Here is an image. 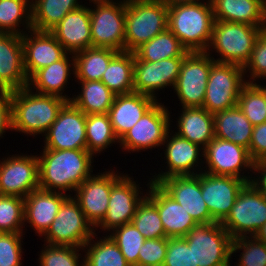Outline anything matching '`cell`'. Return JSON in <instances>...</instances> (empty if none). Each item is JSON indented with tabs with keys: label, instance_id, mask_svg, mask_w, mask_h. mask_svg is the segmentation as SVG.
<instances>
[{
	"label": "cell",
	"instance_id": "49",
	"mask_svg": "<svg viewBox=\"0 0 266 266\" xmlns=\"http://www.w3.org/2000/svg\"><path fill=\"white\" fill-rule=\"evenodd\" d=\"M168 238L146 239L138 255V266H163Z\"/></svg>",
	"mask_w": 266,
	"mask_h": 266
},
{
	"label": "cell",
	"instance_id": "8",
	"mask_svg": "<svg viewBox=\"0 0 266 266\" xmlns=\"http://www.w3.org/2000/svg\"><path fill=\"white\" fill-rule=\"evenodd\" d=\"M266 223V198L252 185L246 183L239 191L233 207L221 222L232 239L252 237Z\"/></svg>",
	"mask_w": 266,
	"mask_h": 266
},
{
	"label": "cell",
	"instance_id": "3",
	"mask_svg": "<svg viewBox=\"0 0 266 266\" xmlns=\"http://www.w3.org/2000/svg\"><path fill=\"white\" fill-rule=\"evenodd\" d=\"M215 18L211 2H196L168 8V29L188 52H206Z\"/></svg>",
	"mask_w": 266,
	"mask_h": 266
},
{
	"label": "cell",
	"instance_id": "7",
	"mask_svg": "<svg viewBox=\"0 0 266 266\" xmlns=\"http://www.w3.org/2000/svg\"><path fill=\"white\" fill-rule=\"evenodd\" d=\"M184 238L193 249L194 266H231L233 239L220 222L197 223Z\"/></svg>",
	"mask_w": 266,
	"mask_h": 266
},
{
	"label": "cell",
	"instance_id": "10",
	"mask_svg": "<svg viewBox=\"0 0 266 266\" xmlns=\"http://www.w3.org/2000/svg\"><path fill=\"white\" fill-rule=\"evenodd\" d=\"M212 52H188L183 59L173 90L182 108L202 107L211 66Z\"/></svg>",
	"mask_w": 266,
	"mask_h": 266
},
{
	"label": "cell",
	"instance_id": "44",
	"mask_svg": "<svg viewBox=\"0 0 266 266\" xmlns=\"http://www.w3.org/2000/svg\"><path fill=\"white\" fill-rule=\"evenodd\" d=\"M81 250L82 247L45 243L37 260L39 266H84V255L79 253Z\"/></svg>",
	"mask_w": 266,
	"mask_h": 266
},
{
	"label": "cell",
	"instance_id": "31",
	"mask_svg": "<svg viewBox=\"0 0 266 266\" xmlns=\"http://www.w3.org/2000/svg\"><path fill=\"white\" fill-rule=\"evenodd\" d=\"M214 116L215 137L240 145L249 150L253 125L236 105L217 111Z\"/></svg>",
	"mask_w": 266,
	"mask_h": 266
},
{
	"label": "cell",
	"instance_id": "30",
	"mask_svg": "<svg viewBox=\"0 0 266 266\" xmlns=\"http://www.w3.org/2000/svg\"><path fill=\"white\" fill-rule=\"evenodd\" d=\"M175 133L205 148L215 138L214 116L202 107L182 108Z\"/></svg>",
	"mask_w": 266,
	"mask_h": 266
},
{
	"label": "cell",
	"instance_id": "36",
	"mask_svg": "<svg viewBox=\"0 0 266 266\" xmlns=\"http://www.w3.org/2000/svg\"><path fill=\"white\" fill-rule=\"evenodd\" d=\"M96 234L98 233L95 232L92 238L85 243L81 251L85 253L84 266H130L109 235L104 234L105 236L99 238L96 237L98 236Z\"/></svg>",
	"mask_w": 266,
	"mask_h": 266
},
{
	"label": "cell",
	"instance_id": "32",
	"mask_svg": "<svg viewBox=\"0 0 266 266\" xmlns=\"http://www.w3.org/2000/svg\"><path fill=\"white\" fill-rule=\"evenodd\" d=\"M119 51L110 48L89 47L74 54V80L101 81L111 59Z\"/></svg>",
	"mask_w": 266,
	"mask_h": 266
},
{
	"label": "cell",
	"instance_id": "43",
	"mask_svg": "<svg viewBox=\"0 0 266 266\" xmlns=\"http://www.w3.org/2000/svg\"><path fill=\"white\" fill-rule=\"evenodd\" d=\"M108 234L117 244L130 266H138L139 250L146 239L137 228L132 223H128L114 228Z\"/></svg>",
	"mask_w": 266,
	"mask_h": 266
},
{
	"label": "cell",
	"instance_id": "2",
	"mask_svg": "<svg viewBox=\"0 0 266 266\" xmlns=\"http://www.w3.org/2000/svg\"><path fill=\"white\" fill-rule=\"evenodd\" d=\"M66 102L59 96L40 94L29 87L13 90L11 92V131L35 138L39 135L43 137Z\"/></svg>",
	"mask_w": 266,
	"mask_h": 266
},
{
	"label": "cell",
	"instance_id": "40",
	"mask_svg": "<svg viewBox=\"0 0 266 266\" xmlns=\"http://www.w3.org/2000/svg\"><path fill=\"white\" fill-rule=\"evenodd\" d=\"M237 106L253 126L266 122V85L246 83Z\"/></svg>",
	"mask_w": 266,
	"mask_h": 266
},
{
	"label": "cell",
	"instance_id": "53",
	"mask_svg": "<svg viewBox=\"0 0 266 266\" xmlns=\"http://www.w3.org/2000/svg\"><path fill=\"white\" fill-rule=\"evenodd\" d=\"M159 1L161 3H164L167 8L188 3L211 2V0H159Z\"/></svg>",
	"mask_w": 266,
	"mask_h": 266
},
{
	"label": "cell",
	"instance_id": "34",
	"mask_svg": "<svg viewBox=\"0 0 266 266\" xmlns=\"http://www.w3.org/2000/svg\"><path fill=\"white\" fill-rule=\"evenodd\" d=\"M82 5L80 0H31L32 28L50 31L68 13Z\"/></svg>",
	"mask_w": 266,
	"mask_h": 266
},
{
	"label": "cell",
	"instance_id": "11",
	"mask_svg": "<svg viewBox=\"0 0 266 266\" xmlns=\"http://www.w3.org/2000/svg\"><path fill=\"white\" fill-rule=\"evenodd\" d=\"M245 84L242 66L215 62L209 72L202 108L214 114L235 107Z\"/></svg>",
	"mask_w": 266,
	"mask_h": 266
},
{
	"label": "cell",
	"instance_id": "17",
	"mask_svg": "<svg viewBox=\"0 0 266 266\" xmlns=\"http://www.w3.org/2000/svg\"><path fill=\"white\" fill-rule=\"evenodd\" d=\"M2 160V161H1ZM0 160V194L21 198L39 188L37 155L13 154Z\"/></svg>",
	"mask_w": 266,
	"mask_h": 266
},
{
	"label": "cell",
	"instance_id": "4",
	"mask_svg": "<svg viewBox=\"0 0 266 266\" xmlns=\"http://www.w3.org/2000/svg\"><path fill=\"white\" fill-rule=\"evenodd\" d=\"M264 29L244 23L215 20L206 52H214L219 63L244 67L249 61L255 42Z\"/></svg>",
	"mask_w": 266,
	"mask_h": 266
},
{
	"label": "cell",
	"instance_id": "23",
	"mask_svg": "<svg viewBox=\"0 0 266 266\" xmlns=\"http://www.w3.org/2000/svg\"><path fill=\"white\" fill-rule=\"evenodd\" d=\"M146 196L156 205L167 238L185 237L197 223L159 184L147 182Z\"/></svg>",
	"mask_w": 266,
	"mask_h": 266
},
{
	"label": "cell",
	"instance_id": "46",
	"mask_svg": "<svg viewBox=\"0 0 266 266\" xmlns=\"http://www.w3.org/2000/svg\"><path fill=\"white\" fill-rule=\"evenodd\" d=\"M246 83L259 84L266 79V30H263L255 42L249 61L243 67ZM257 80V82H256Z\"/></svg>",
	"mask_w": 266,
	"mask_h": 266
},
{
	"label": "cell",
	"instance_id": "41",
	"mask_svg": "<svg viewBox=\"0 0 266 266\" xmlns=\"http://www.w3.org/2000/svg\"><path fill=\"white\" fill-rule=\"evenodd\" d=\"M131 223L143 235L145 239L165 238L160 215L156 205L147 197L137 206Z\"/></svg>",
	"mask_w": 266,
	"mask_h": 266
},
{
	"label": "cell",
	"instance_id": "24",
	"mask_svg": "<svg viewBox=\"0 0 266 266\" xmlns=\"http://www.w3.org/2000/svg\"><path fill=\"white\" fill-rule=\"evenodd\" d=\"M69 194L38 188L24 198V226H30L40 238L50 228Z\"/></svg>",
	"mask_w": 266,
	"mask_h": 266
},
{
	"label": "cell",
	"instance_id": "39",
	"mask_svg": "<svg viewBox=\"0 0 266 266\" xmlns=\"http://www.w3.org/2000/svg\"><path fill=\"white\" fill-rule=\"evenodd\" d=\"M86 141L87 150L95 157L113 144H119L108 114L86 115Z\"/></svg>",
	"mask_w": 266,
	"mask_h": 266
},
{
	"label": "cell",
	"instance_id": "42",
	"mask_svg": "<svg viewBox=\"0 0 266 266\" xmlns=\"http://www.w3.org/2000/svg\"><path fill=\"white\" fill-rule=\"evenodd\" d=\"M24 198L0 194V233H26Z\"/></svg>",
	"mask_w": 266,
	"mask_h": 266
},
{
	"label": "cell",
	"instance_id": "54",
	"mask_svg": "<svg viewBox=\"0 0 266 266\" xmlns=\"http://www.w3.org/2000/svg\"><path fill=\"white\" fill-rule=\"evenodd\" d=\"M254 237L266 244V223L258 230Z\"/></svg>",
	"mask_w": 266,
	"mask_h": 266
},
{
	"label": "cell",
	"instance_id": "6",
	"mask_svg": "<svg viewBox=\"0 0 266 266\" xmlns=\"http://www.w3.org/2000/svg\"><path fill=\"white\" fill-rule=\"evenodd\" d=\"M89 3L92 47L125 51L126 0H89Z\"/></svg>",
	"mask_w": 266,
	"mask_h": 266
},
{
	"label": "cell",
	"instance_id": "9",
	"mask_svg": "<svg viewBox=\"0 0 266 266\" xmlns=\"http://www.w3.org/2000/svg\"><path fill=\"white\" fill-rule=\"evenodd\" d=\"M169 109L158 101L119 140L120 149L128 153L148 151L162 147L167 133L172 128Z\"/></svg>",
	"mask_w": 266,
	"mask_h": 266
},
{
	"label": "cell",
	"instance_id": "15",
	"mask_svg": "<svg viewBox=\"0 0 266 266\" xmlns=\"http://www.w3.org/2000/svg\"><path fill=\"white\" fill-rule=\"evenodd\" d=\"M129 175L123 174L112 185L106 215L94 228L95 232L99 228L108 234L114 228L131 223L137 206L145 198L147 192L140 187L137 179L134 181V178Z\"/></svg>",
	"mask_w": 266,
	"mask_h": 266
},
{
	"label": "cell",
	"instance_id": "55",
	"mask_svg": "<svg viewBox=\"0 0 266 266\" xmlns=\"http://www.w3.org/2000/svg\"><path fill=\"white\" fill-rule=\"evenodd\" d=\"M11 92L12 91L0 80V95Z\"/></svg>",
	"mask_w": 266,
	"mask_h": 266
},
{
	"label": "cell",
	"instance_id": "12",
	"mask_svg": "<svg viewBox=\"0 0 266 266\" xmlns=\"http://www.w3.org/2000/svg\"><path fill=\"white\" fill-rule=\"evenodd\" d=\"M204 164L203 172L213 175L233 176L247 183L253 176L250 172H253L254 161L248 149L216 137L204 148Z\"/></svg>",
	"mask_w": 266,
	"mask_h": 266
},
{
	"label": "cell",
	"instance_id": "20",
	"mask_svg": "<svg viewBox=\"0 0 266 266\" xmlns=\"http://www.w3.org/2000/svg\"><path fill=\"white\" fill-rule=\"evenodd\" d=\"M247 182L233 176L201 172V193L211 217L222 222L230 213L239 191Z\"/></svg>",
	"mask_w": 266,
	"mask_h": 266
},
{
	"label": "cell",
	"instance_id": "37",
	"mask_svg": "<svg viewBox=\"0 0 266 266\" xmlns=\"http://www.w3.org/2000/svg\"><path fill=\"white\" fill-rule=\"evenodd\" d=\"M32 29L31 0H0V33L21 36Z\"/></svg>",
	"mask_w": 266,
	"mask_h": 266
},
{
	"label": "cell",
	"instance_id": "28",
	"mask_svg": "<svg viewBox=\"0 0 266 266\" xmlns=\"http://www.w3.org/2000/svg\"><path fill=\"white\" fill-rule=\"evenodd\" d=\"M70 74H75L74 54L67 53L59 61L36 71L28 79L27 87L40 94L55 95L71 101L72 97L64 93L72 78Z\"/></svg>",
	"mask_w": 266,
	"mask_h": 266
},
{
	"label": "cell",
	"instance_id": "35",
	"mask_svg": "<svg viewBox=\"0 0 266 266\" xmlns=\"http://www.w3.org/2000/svg\"><path fill=\"white\" fill-rule=\"evenodd\" d=\"M81 89L71 102L86 115L108 114L115 94L102 81H77Z\"/></svg>",
	"mask_w": 266,
	"mask_h": 266
},
{
	"label": "cell",
	"instance_id": "38",
	"mask_svg": "<svg viewBox=\"0 0 266 266\" xmlns=\"http://www.w3.org/2000/svg\"><path fill=\"white\" fill-rule=\"evenodd\" d=\"M187 53L188 51L182 46L179 39L168 28L134 51L140 60L151 62L184 57Z\"/></svg>",
	"mask_w": 266,
	"mask_h": 266
},
{
	"label": "cell",
	"instance_id": "18",
	"mask_svg": "<svg viewBox=\"0 0 266 266\" xmlns=\"http://www.w3.org/2000/svg\"><path fill=\"white\" fill-rule=\"evenodd\" d=\"M111 168L93 174L78 186L72 197L78 202L86 220L95 228L105 217L112 185L123 175Z\"/></svg>",
	"mask_w": 266,
	"mask_h": 266
},
{
	"label": "cell",
	"instance_id": "5",
	"mask_svg": "<svg viewBox=\"0 0 266 266\" xmlns=\"http://www.w3.org/2000/svg\"><path fill=\"white\" fill-rule=\"evenodd\" d=\"M168 8L159 0H126L125 51L134 52L167 28Z\"/></svg>",
	"mask_w": 266,
	"mask_h": 266
},
{
	"label": "cell",
	"instance_id": "13",
	"mask_svg": "<svg viewBox=\"0 0 266 266\" xmlns=\"http://www.w3.org/2000/svg\"><path fill=\"white\" fill-rule=\"evenodd\" d=\"M95 230L86 220L78 202L69 196L61 205L50 228L43 235L44 243L84 247Z\"/></svg>",
	"mask_w": 266,
	"mask_h": 266
},
{
	"label": "cell",
	"instance_id": "47",
	"mask_svg": "<svg viewBox=\"0 0 266 266\" xmlns=\"http://www.w3.org/2000/svg\"><path fill=\"white\" fill-rule=\"evenodd\" d=\"M24 233H0V266H22Z\"/></svg>",
	"mask_w": 266,
	"mask_h": 266
},
{
	"label": "cell",
	"instance_id": "26",
	"mask_svg": "<svg viewBox=\"0 0 266 266\" xmlns=\"http://www.w3.org/2000/svg\"><path fill=\"white\" fill-rule=\"evenodd\" d=\"M157 102L137 92L115 95L108 116L116 137L120 140Z\"/></svg>",
	"mask_w": 266,
	"mask_h": 266
},
{
	"label": "cell",
	"instance_id": "25",
	"mask_svg": "<svg viewBox=\"0 0 266 266\" xmlns=\"http://www.w3.org/2000/svg\"><path fill=\"white\" fill-rule=\"evenodd\" d=\"M89 7L83 4L68 13L49 32L64 47L67 53L75 54L92 47Z\"/></svg>",
	"mask_w": 266,
	"mask_h": 266
},
{
	"label": "cell",
	"instance_id": "22",
	"mask_svg": "<svg viewBox=\"0 0 266 266\" xmlns=\"http://www.w3.org/2000/svg\"><path fill=\"white\" fill-rule=\"evenodd\" d=\"M24 68L29 79L36 71L59 61L66 54L64 47L49 31L29 30L21 35Z\"/></svg>",
	"mask_w": 266,
	"mask_h": 266
},
{
	"label": "cell",
	"instance_id": "50",
	"mask_svg": "<svg viewBox=\"0 0 266 266\" xmlns=\"http://www.w3.org/2000/svg\"><path fill=\"white\" fill-rule=\"evenodd\" d=\"M248 151L254 162L266 159V122L253 127Z\"/></svg>",
	"mask_w": 266,
	"mask_h": 266
},
{
	"label": "cell",
	"instance_id": "51",
	"mask_svg": "<svg viewBox=\"0 0 266 266\" xmlns=\"http://www.w3.org/2000/svg\"><path fill=\"white\" fill-rule=\"evenodd\" d=\"M12 130L11 93L0 95V137Z\"/></svg>",
	"mask_w": 266,
	"mask_h": 266
},
{
	"label": "cell",
	"instance_id": "45",
	"mask_svg": "<svg viewBox=\"0 0 266 266\" xmlns=\"http://www.w3.org/2000/svg\"><path fill=\"white\" fill-rule=\"evenodd\" d=\"M238 251L243 252L237 258L236 266H266V244L254 236L233 239L231 256L235 255L236 257Z\"/></svg>",
	"mask_w": 266,
	"mask_h": 266
},
{
	"label": "cell",
	"instance_id": "52",
	"mask_svg": "<svg viewBox=\"0 0 266 266\" xmlns=\"http://www.w3.org/2000/svg\"><path fill=\"white\" fill-rule=\"evenodd\" d=\"M252 173V185L266 198V159L254 162Z\"/></svg>",
	"mask_w": 266,
	"mask_h": 266
},
{
	"label": "cell",
	"instance_id": "1",
	"mask_svg": "<svg viewBox=\"0 0 266 266\" xmlns=\"http://www.w3.org/2000/svg\"><path fill=\"white\" fill-rule=\"evenodd\" d=\"M38 157L39 188L73 195L93 175L94 155L87 149H43ZM72 194H71V193Z\"/></svg>",
	"mask_w": 266,
	"mask_h": 266
},
{
	"label": "cell",
	"instance_id": "21",
	"mask_svg": "<svg viewBox=\"0 0 266 266\" xmlns=\"http://www.w3.org/2000/svg\"><path fill=\"white\" fill-rule=\"evenodd\" d=\"M159 185L189 213L196 223L216 222L201 193V172L197 175L171 176Z\"/></svg>",
	"mask_w": 266,
	"mask_h": 266
},
{
	"label": "cell",
	"instance_id": "19",
	"mask_svg": "<svg viewBox=\"0 0 266 266\" xmlns=\"http://www.w3.org/2000/svg\"><path fill=\"white\" fill-rule=\"evenodd\" d=\"M184 57H174L159 61H143L134 54V92L150 96L160 101L158 91L173 89L180 73Z\"/></svg>",
	"mask_w": 266,
	"mask_h": 266
},
{
	"label": "cell",
	"instance_id": "48",
	"mask_svg": "<svg viewBox=\"0 0 266 266\" xmlns=\"http://www.w3.org/2000/svg\"><path fill=\"white\" fill-rule=\"evenodd\" d=\"M163 266H194L193 249L184 237L168 238Z\"/></svg>",
	"mask_w": 266,
	"mask_h": 266
},
{
	"label": "cell",
	"instance_id": "29",
	"mask_svg": "<svg viewBox=\"0 0 266 266\" xmlns=\"http://www.w3.org/2000/svg\"><path fill=\"white\" fill-rule=\"evenodd\" d=\"M215 20L244 23L266 30V0H211Z\"/></svg>",
	"mask_w": 266,
	"mask_h": 266
},
{
	"label": "cell",
	"instance_id": "16",
	"mask_svg": "<svg viewBox=\"0 0 266 266\" xmlns=\"http://www.w3.org/2000/svg\"><path fill=\"white\" fill-rule=\"evenodd\" d=\"M43 136L45 139L42 149H87L86 114L71 101H67Z\"/></svg>",
	"mask_w": 266,
	"mask_h": 266
},
{
	"label": "cell",
	"instance_id": "27",
	"mask_svg": "<svg viewBox=\"0 0 266 266\" xmlns=\"http://www.w3.org/2000/svg\"><path fill=\"white\" fill-rule=\"evenodd\" d=\"M0 80L11 91L28 85L20 35L0 33Z\"/></svg>",
	"mask_w": 266,
	"mask_h": 266
},
{
	"label": "cell",
	"instance_id": "33",
	"mask_svg": "<svg viewBox=\"0 0 266 266\" xmlns=\"http://www.w3.org/2000/svg\"><path fill=\"white\" fill-rule=\"evenodd\" d=\"M134 52L119 51L110 61L101 81L115 94L134 92Z\"/></svg>",
	"mask_w": 266,
	"mask_h": 266
},
{
	"label": "cell",
	"instance_id": "14",
	"mask_svg": "<svg viewBox=\"0 0 266 266\" xmlns=\"http://www.w3.org/2000/svg\"><path fill=\"white\" fill-rule=\"evenodd\" d=\"M173 131L171 129L167 133L162 145L165 164L167 163L166 170L154 173L155 175L149 178L151 183L159 184L171 176L197 175L203 171L204 148L178 136Z\"/></svg>",
	"mask_w": 266,
	"mask_h": 266
}]
</instances>
